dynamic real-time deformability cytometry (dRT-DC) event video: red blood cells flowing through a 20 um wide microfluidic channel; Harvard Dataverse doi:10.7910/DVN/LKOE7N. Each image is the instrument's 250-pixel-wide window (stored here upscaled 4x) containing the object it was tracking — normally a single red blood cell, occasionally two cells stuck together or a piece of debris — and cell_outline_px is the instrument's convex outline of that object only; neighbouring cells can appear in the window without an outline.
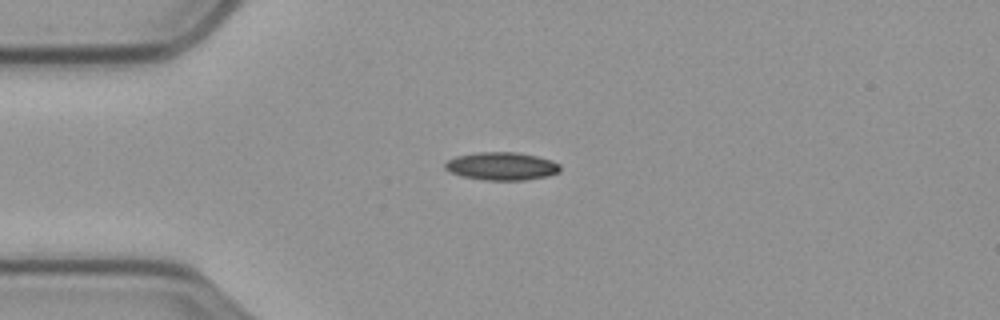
{"species": "common noctule bat (a hibernating species)", "species_latin": "Nyctalus noctula", "temperature_condition": "cold", "stored_images_in_passage": 45, "camera_frame_rate_fps": 3000, "um_per_image_px": 0.085, "animal": {"sex": "male", "body_mass_g": 23.1, "forearm_length_mm": 52.7}, "frame": {"image": 1, "passage_image": 1, "time_ms": 0.0, "image_size_px": [1000, 320], "cell_outline_px": [[560, 172], [548, 176], [524, 180], [484, 180], [460, 176], [448, 172], [444, 168], [444, 164], [448, 160], [456, 156], [476, 152], [516, 152], [536, 156], [552, 160], [560, 164]], "centroid_in_image_um": [42.62, 14.13], "position_along_channel_um": 42.4, "area_um2": 18.96}}
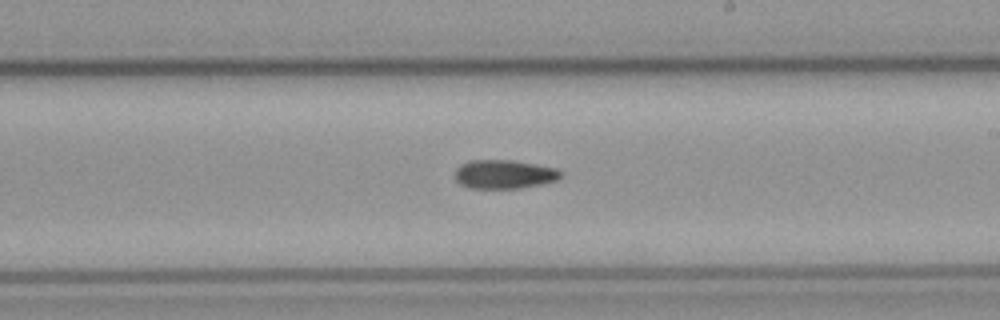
{"frame": {"image": 2, "passage_image": 20, "time_ms": 6.333, "image_size_px": [1000, 320], "cell_outline_px": [[564, 176], [556, 180], [544, 184], [520, 188], [468, 188], [460, 184], [456, 180], [456, 168], [472, 160], [512, 160], [556, 168], [564, 172]], "centroid_in_image_um": [42.92, 14.82], "position_along_channel_um": 246.1, "area_um2": 17.8}}
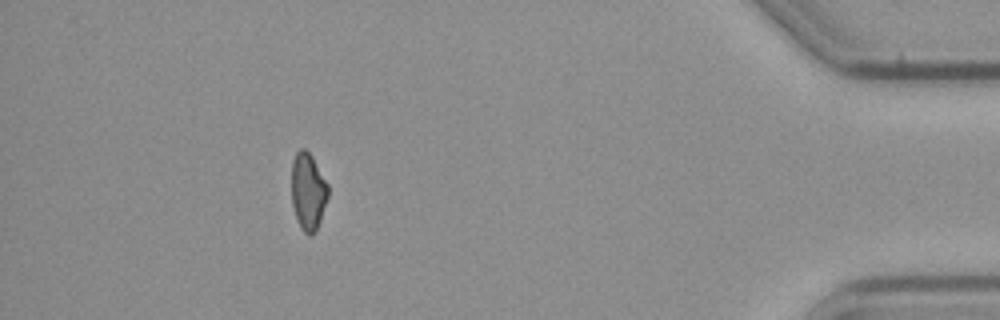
{"frame": {"image": 3, "passage_image": 39, "time_ms": 12.667, "image_size_px": [1000, 320], "cell_outline_px": [[328, 196], [316, 232], [308, 236], [300, 228], [296, 220], [292, 204], [292, 160], [296, 152], [300, 148], [304, 148], [312, 156], [328, 184]], "centroid_in_image_um": [26.17, 16.29], "position_along_channel_um": 409.0, "area_um2": 16.53}}